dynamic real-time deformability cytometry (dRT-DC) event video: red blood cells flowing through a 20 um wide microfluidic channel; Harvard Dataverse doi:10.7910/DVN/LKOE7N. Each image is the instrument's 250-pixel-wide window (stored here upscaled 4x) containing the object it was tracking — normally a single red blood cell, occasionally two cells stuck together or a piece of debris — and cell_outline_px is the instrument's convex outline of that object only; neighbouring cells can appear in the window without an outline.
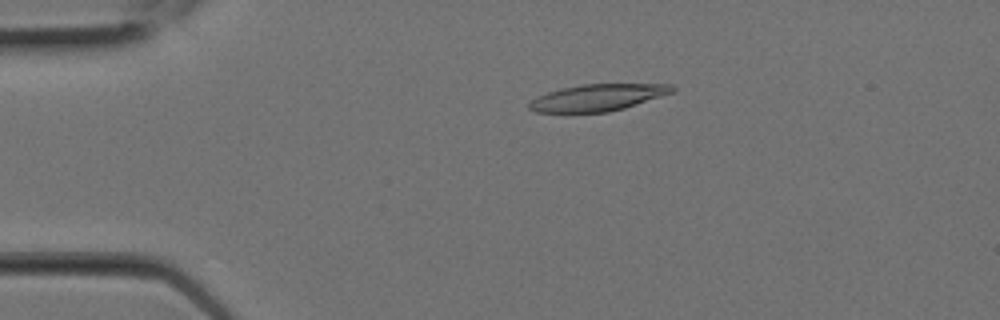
{"species": "Egyptian fruit bat (a non-hibernating species)", "species_latin": "Rousettus aegyptiacus", "temperature_condition": "room temperature", "stored_images_in_passage": 2, "camera_frame_rate_fps": 3000, "um_per_image_px": 0.085, "animal": {"sex": "female"}, "frame": {"image": 1, "passage_image": 2, "time_ms": 0.333, "image_size_px": [1000, 320], "cell_outline_px": [[676, 92], [624, 108], [608, 112], [536, 112], [528, 108], [528, 104], [536, 96], [560, 88], [580, 84], [672, 84], [676, 88]], "centroid_in_image_um": [50.83, 8.28], "position_along_channel_um": 34.2, "area_um2": 22.43}}